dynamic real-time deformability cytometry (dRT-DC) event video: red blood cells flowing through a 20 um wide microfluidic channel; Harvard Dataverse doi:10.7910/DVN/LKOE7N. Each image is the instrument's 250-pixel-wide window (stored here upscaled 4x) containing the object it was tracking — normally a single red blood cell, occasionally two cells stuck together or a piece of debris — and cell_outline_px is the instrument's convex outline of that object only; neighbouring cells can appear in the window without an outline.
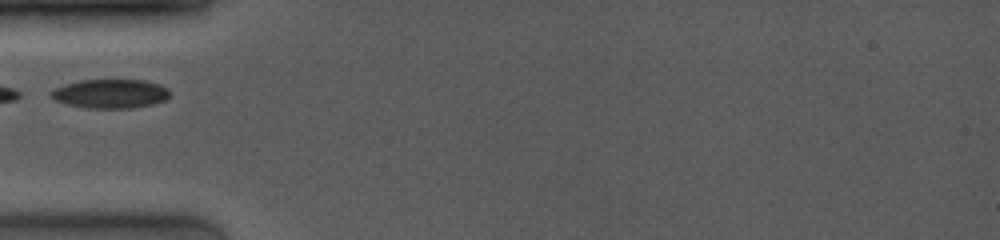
{"species": "common noctule bat (a hibernating species)", "species_latin": "Nyctalus noctula", "temperature_condition": "room temperature", "stored_images_in_passage": 11, "camera_frame_rate_fps": 4000, "um_per_image_px": 0.085, "animal": {"sex": "female", "body_mass_g": 19.0, "forearm_length_mm": 53.3}, "frame": {"image": 1, "passage_image": 1, "time_ms": 0.0, "image_size_px": [1000, 240], "cell_outline_px": [[168, 96], [164, 100], [152, 104], [132, 108], [84, 108], [68, 104], [56, 100], [48, 96], [48, 92], [64, 84], [80, 80], [144, 80], [160, 84], [168, 88]], "centroid_in_image_um": [9.34, 7.96], "position_along_channel_um": 75.7, "area_um2": 20.11}}